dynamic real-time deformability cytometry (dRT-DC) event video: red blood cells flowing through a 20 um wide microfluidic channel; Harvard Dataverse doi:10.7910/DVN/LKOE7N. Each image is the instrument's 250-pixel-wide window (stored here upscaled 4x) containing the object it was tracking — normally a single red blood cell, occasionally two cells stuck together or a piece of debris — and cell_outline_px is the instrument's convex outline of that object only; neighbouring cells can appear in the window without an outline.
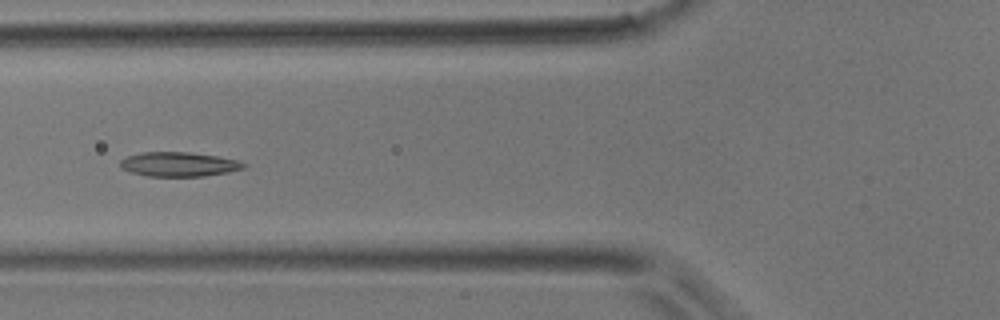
{"species": "common noctule bat (a hibernating species)", "species_latin": "Nyctalus noctula", "temperature_condition": "room temperature", "stored_images_in_passage": 5, "camera_frame_rate_fps": 3000, "um_per_image_px": 0.085, "animal": {"sex": "male", "body_mass_g": 17.9}, "frame": {"image": 1, "passage_image": 5, "time_ms": 1.333, "image_size_px": [1000, 320], "cell_outline_px": [[248, 164], [244, 168], [228, 172], [204, 176], [148, 176], [132, 172], [120, 168], [120, 160], [128, 156], [140, 152], [188, 152], [216, 156], [236, 160]], "centroid_in_image_um": [15.19, 13.96], "position_along_channel_um": 110.6, "area_um2": 17.46}}